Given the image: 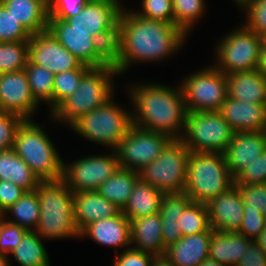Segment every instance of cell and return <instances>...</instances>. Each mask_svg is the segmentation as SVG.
I'll return each instance as SVG.
<instances>
[{
	"label": "cell",
	"instance_id": "cell-1",
	"mask_svg": "<svg viewBox=\"0 0 266 266\" xmlns=\"http://www.w3.org/2000/svg\"><path fill=\"white\" fill-rule=\"evenodd\" d=\"M119 19L123 22V51L115 69L121 77L130 65L170 59L187 38L175 24L144 18L126 7Z\"/></svg>",
	"mask_w": 266,
	"mask_h": 266
},
{
	"label": "cell",
	"instance_id": "cell-2",
	"mask_svg": "<svg viewBox=\"0 0 266 266\" xmlns=\"http://www.w3.org/2000/svg\"><path fill=\"white\" fill-rule=\"evenodd\" d=\"M132 85V86H131ZM129 84L132 125L180 139L184 133L187 109L180 85L174 88L156 82Z\"/></svg>",
	"mask_w": 266,
	"mask_h": 266
},
{
	"label": "cell",
	"instance_id": "cell-3",
	"mask_svg": "<svg viewBox=\"0 0 266 266\" xmlns=\"http://www.w3.org/2000/svg\"><path fill=\"white\" fill-rule=\"evenodd\" d=\"M36 192L40 216L35 232L44 240L80 238L75 223L74 193L62 180L41 181Z\"/></svg>",
	"mask_w": 266,
	"mask_h": 266
},
{
	"label": "cell",
	"instance_id": "cell-4",
	"mask_svg": "<svg viewBox=\"0 0 266 266\" xmlns=\"http://www.w3.org/2000/svg\"><path fill=\"white\" fill-rule=\"evenodd\" d=\"M118 76L120 78L114 67L90 68L82 76L78 89L65 99L49 117L54 123L58 121L65 124L64 126H70L79 117L115 97L114 80Z\"/></svg>",
	"mask_w": 266,
	"mask_h": 266
},
{
	"label": "cell",
	"instance_id": "cell-5",
	"mask_svg": "<svg viewBox=\"0 0 266 266\" xmlns=\"http://www.w3.org/2000/svg\"><path fill=\"white\" fill-rule=\"evenodd\" d=\"M44 130L35 120L24 119L16 130L12 148L40 181L59 180L64 159Z\"/></svg>",
	"mask_w": 266,
	"mask_h": 266
},
{
	"label": "cell",
	"instance_id": "cell-6",
	"mask_svg": "<svg viewBox=\"0 0 266 266\" xmlns=\"http://www.w3.org/2000/svg\"><path fill=\"white\" fill-rule=\"evenodd\" d=\"M234 185V176L226 165L223 153H190L185 192L193 202L206 204Z\"/></svg>",
	"mask_w": 266,
	"mask_h": 266
},
{
	"label": "cell",
	"instance_id": "cell-7",
	"mask_svg": "<svg viewBox=\"0 0 266 266\" xmlns=\"http://www.w3.org/2000/svg\"><path fill=\"white\" fill-rule=\"evenodd\" d=\"M115 101L113 97L104 105L79 117L69 129L90 142L115 150L132 126L131 111L128 108L125 110L124 106Z\"/></svg>",
	"mask_w": 266,
	"mask_h": 266
},
{
	"label": "cell",
	"instance_id": "cell-8",
	"mask_svg": "<svg viewBox=\"0 0 266 266\" xmlns=\"http://www.w3.org/2000/svg\"><path fill=\"white\" fill-rule=\"evenodd\" d=\"M240 25L216 43V61L213 65L225 75L255 70L259 64L260 48L264 38L244 24Z\"/></svg>",
	"mask_w": 266,
	"mask_h": 266
},
{
	"label": "cell",
	"instance_id": "cell-9",
	"mask_svg": "<svg viewBox=\"0 0 266 266\" xmlns=\"http://www.w3.org/2000/svg\"><path fill=\"white\" fill-rule=\"evenodd\" d=\"M190 153L180 139H172L154 161L138 171L139 178L163 193L184 192Z\"/></svg>",
	"mask_w": 266,
	"mask_h": 266
},
{
	"label": "cell",
	"instance_id": "cell-10",
	"mask_svg": "<svg viewBox=\"0 0 266 266\" xmlns=\"http://www.w3.org/2000/svg\"><path fill=\"white\" fill-rule=\"evenodd\" d=\"M234 131L218 111L188 112L180 140L197 153H223Z\"/></svg>",
	"mask_w": 266,
	"mask_h": 266
},
{
	"label": "cell",
	"instance_id": "cell-11",
	"mask_svg": "<svg viewBox=\"0 0 266 266\" xmlns=\"http://www.w3.org/2000/svg\"><path fill=\"white\" fill-rule=\"evenodd\" d=\"M210 65L185 75L179 84L188 112L219 111L228 97L227 75Z\"/></svg>",
	"mask_w": 266,
	"mask_h": 266
},
{
	"label": "cell",
	"instance_id": "cell-12",
	"mask_svg": "<svg viewBox=\"0 0 266 266\" xmlns=\"http://www.w3.org/2000/svg\"><path fill=\"white\" fill-rule=\"evenodd\" d=\"M120 168L115 150L88 155L70 163L63 161L62 180L74 192L97 191Z\"/></svg>",
	"mask_w": 266,
	"mask_h": 266
},
{
	"label": "cell",
	"instance_id": "cell-13",
	"mask_svg": "<svg viewBox=\"0 0 266 266\" xmlns=\"http://www.w3.org/2000/svg\"><path fill=\"white\" fill-rule=\"evenodd\" d=\"M172 139L132 125L115 149L120 168L138 172L154 161Z\"/></svg>",
	"mask_w": 266,
	"mask_h": 266
},
{
	"label": "cell",
	"instance_id": "cell-14",
	"mask_svg": "<svg viewBox=\"0 0 266 266\" xmlns=\"http://www.w3.org/2000/svg\"><path fill=\"white\" fill-rule=\"evenodd\" d=\"M28 60L52 72L90 69L62 46L49 30L32 34L28 41Z\"/></svg>",
	"mask_w": 266,
	"mask_h": 266
},
{
	"label": "cell",
	"instance_id": "cell-15",
	"mask_svg": "<svg viewBox=\"0 0 266 266\" xmlns=\"http://www.w3.org/2000/svg\"><path fill=\"white\" fill-rule=\"evenodd\" d=\"M40 104L32 96L25 69L0 74V111L32 119Z\"/></svg>",
	"mask_w": 266,
	"mask_h": 266
},
{
	"label": "cell",
	"instance_id": "cell-16",
	"mask_svg": "<svg viewBox=\"0 0 266 266\" xmlns=\"http://www.w3.org/2000/svg\"><path fill=\"white\" fill-rule=\"evenodd\" d=\"M48 30L71 54L83 65L90 68L106 66L96 55L92 39L88 31L73 29L67 20L49 19Z\"/></svg>",
	"mask_w": 266,
	"mask_h": 266
},
{
	"label": "cell",
	"instance_id": "cell-17",
	"mask_svg": "<svg viewBox=\"0 0 266 266\" xmlns=\"http://www.w3.org/2000/svg\"><path fill=\"white\" fill-rule=\"evenodd\" d=\"M266 149V131L236 132L223 152L234 179Z\"/></svg>",
	"mask_w": 266,
	"mask_h": 266
},
{
	"label": "cell",
	"instance_id": "cell-18",
	"mask_svg": "<svg viewBox=\"0 0 266 266\" xmlns=\"http://www.w3.org/2000/svg\"><path fill=\"white\" fill-rule=\"evenodd\" d=\"M122 2L123 0H90L79 14L69 17L67 21L73 29L88 31L93 37L119 20L124 9Z\"/></svg>",
	"mask_w": 266,
	"mask_h": 266
},
{
	"label": "cell",
	"instance_id": "cell-19",
	"mask_svg": "<svg viewBox=\"0 0 266 266\" xmlns=\"http://www.w3.org/2000/svg\"><path fill=\"white\" fill-rule=\"evenodd\" d=\"M210 228L221 232H238L243 218L244 204L239 189L230 190L206 203Z\"/></svg>",
	"mask_w": 266,
	"mask_h": 266
},
{
	"label": "cell",
	"instance_id": "cell-20",
	"mask_svg": "<svg viewBox=\"0 0 266 266\" xmlns=\"http://www.w3.org/2000/svg\"><path fill=\"white\" fill-rule=\"evenodd\" d=\"M84 237L91 238L98 245L112 247L118 254L120 248H131L129 219L120 212L116 216L92 222L80 232L79 239Z\"/></svg>",
	"mask_w": 266,
	"mask_h": 266
},
{
	"label": "cell",
	"instance_id": "cell-21",
	"mask_svg": "<svg viewBox=\"0 0 266 266\" xmlns=\"http://www.w3.org/2000/svg\"><path fill=\"white\" fill-rule=\"evenodd\" d=\"M236 132L266 131V106L227 97L218 111Z\"/></svg>",
	"mask_w": 266,
	"mask_h": 266
},
{
	"label": "cell",
	"instance_id": "cell-22",
	"mask_svg": "<svg viewBox=\"0 0 266 266\" xmlns=\"http://www.w3.org/2000/svg\"><path fill=\"white\" fill-rule=\"evenodd\" d=\"M214 230L183 236L166 248L164 257L174 266H199L209 257L210 238Z\"/></svg>",
	"mask_w": 266,
	"mask_h": 266
},
{
	"label": "cell",
	"instance_id": "cell-23",
	"mask_svg": "<svg viewBox=\"0 0 266 266\" xmlns=\"http://www.w3.org/2000/svg\"><path fill=\"white\" fill-rule=\"evenodd\" d=\"M121 209L97 191L74 192V216L81 232L92 222L116 216Z\"/></svg>",
	"mask_w": 266,
	"mask_h": 266
},
{
	"label": "cell",
	"instance_id": "cell-24",
	"mask_svg": "<svg viewBox=\"0 0 266 266\" xmlns=\"http://www.w3.org/2000/svg\"><path fill=\"white\" fill-rule=\"evenodd\" d=\"M131 248L155 256H164L166 249L162 239L160 213L129 220Z\"/></svg>",
	"mask_w": 266,
	"mask_h": 266
},
{
	"label": "cell",
	"instance_id": "cell-25",
	"mask_svg": "<svg viewBox=\"0 0 266 266\" xmlns=\"http://www.w3.org/2000/svg\"><path fill=\"white\" fill-rule=\"evenodd\" d=\"M228 97L266 106V78L258 71H242L227 75Z\"/></svg>",
	"mask_w": 266,
	"mask_h": 266
},
{
	"label": "cell",
	"instance_id": "cell-26",
	"mask_svg": "<svg viewBox=\"0 0 266 266\" xmlns=\"http://www.w3.org/2000/svg\"><path fill=\"white\" fill-rule=\"evenodd\" d=\"M0 2L31 35L48 30V0H0Z\"/></svg>",
	"mask_w": 266,
	"mask_h": 266
},
{
	"label": "cell",
	"instance_id": "cell-27",
	"mask_svg": "<svg viewBox=\"0 0 266 266\" xmlns=\"http://www.w3.org/2000/svg\"><path fill=\"white\" fill-rule=\"evenodd\" d=\"M252 241L238 232L214 230L210 238L209 258L226 266H237Z\"/></svg>",
	"mask_w": 266,
	"mask_h": 266
},
{
	"label": "cell",
	"instance_id": "cell-28",
	"mask_svg": "<svg viewBox=\"0 0 266 266\" xmlns=\"http://www.w3.org/2000/svg\"><path fill=\"white\" fill-rule=\"evenodd\" d=\"M162 198V191L139 178L132 189L128 203L121 212L129 220L157 214Z\"/></svg>",
	"mask_w": 266,
	"mask_h": 266
},
{
	"label": "cell",
	"instance_id": "cell-29",
	"mask_svg": "<svg viewBox=\"0 0 266 266\" xmlns=\"http://www.w3.org/2000/svg\"><path fill=\"white\" fill-rule=\"evenodd\" d=\"M0 180L11 181L25 191L36 190L41 182L13 148L0 151Z\"/></svg>",
	"mask_w": 266,
	"mask_h": 266
},
{
	"label": "cell",
	"instance_id": "cell-30",
	"mask_svg": "<svg viewBox=\"0 0 266 266\" xmlns=\"http://www.w3.org/2000/svg\"><path fill=\"white\" fill-rule=\"evenodd\" d=\"M95 55L106 65L116 68L123 51V22L119 19L92 39Z\"/></svg>",
	"mask_w": 266,
	"mask_h": 266
},
{
	"label": "cell",
	"instance_id": "cell-31",
	"mask_svg": "<svg viewBox=\"0 0 266 266\" xmlns=\"http://www.w3.org/2000/svg\"><path fill=\"white\" fill-rule=\"evenodd\" d=\"M138 179V172L119 168L113 176L99 186L97 192L122 210L128 203Z\"/></svg>",
	"mask_w": 266,
	"mask_h": 266
},
{
	"label": "cell",
	"instance_id": "cell-32",
	"mask_svg": "<svg viewBox=\"0 0 266 266\" xmlns=\"http://www.w3.org/2000/svg\"><path fill=\"white\" fill-rule=\"evenodd\" d=\"M4 214L9 223L28 231H35L40 216V203L36 190L25 191L18 201L4 211Z\"/></svg>",
	"mask_w": 266,
	"mask_h": 266
},
{
	"label": "cell",
	"instance_id": "cell-33",
	"mask_svg": "<svg viewBox=\"0 0 266 266\" xmlns=\"http://www.w3.org/2000/svg\"><path fill=\"white\" fill-rule=\"evenodd\" d=\"M43 242V238L35 231H28L8 257L12 256L20 266H50L49 254Z\"/></svg>",
	"mask_w": 266,
	"mask_h": 266
},
{
	"label": "cell",
	"instance_id": "cell-34",
	"mask_svg": "<svg viewBox=\"0 0 266 266\" xmlns=\"http://www.w3.org/2000/svg\"><path fill=\"white\" fill-rule=\"evenodd\" d=\"M25 72L27 74L28 82L32 96L41 105L45 103L48 105L52 113V96H53V83L55 75L49 70L27 61Z\"/></svg>",
	"mask_w": 266,
	"mask_h": 266
},
{
	"label": "cell",
	"instance_id": "cell-35",
	"mask_svg": "<svg viewBox=\"0 0 266 266\" xmlns=\"http://www.w3.org/2000/svg\"><path fill=\"white\" fill-rule=\"evenodd\" d=\"M205 0H172L174 24L187 36L206 12Z\"/></svg>",
	"mask_w": 266,
	"mask_h": 266
},
{
	"label": "cell",
	"instance_id": "cell-36",
	"mask_svg": "<svg viewBox=\"0 0 266 266\" xmlns=\"http://www.w3.org/2000/svg\"><path fill=\"white\" fill-rule=\"evenodd\" d=\"M28 41L0 42V74L25 69Z\"/></svg>",
	"mask_w": 266,
	"mask_h": 266
},
{
	"label": "cell",
	"instance_id": "cell-37",
	"mask_svg": "<svg viewBox=\"0 0 266 266\" xmlns=\"http://www.w3.org/2000/svg\"><path fill=\"white\" fill-rule=\"evenodd\" d=\"M89 69H74L60 72L54 77L52 112L75 90L78 89L82 76Z\"/></svg>",
	"mask_w": 266,
	"mask_h": 266
},
{
	"label": "cell",
	"instance_id": "cell-38",
	"mask_svg": "<svg viewBox=\"0 0 266 266\" xmlns=\"http://www.w3.org/2000/svg\"><path fill=\"white\" fill-rule=\"evenodd\" d=\"M183 236L209 231L208 210L206 204L192 202L178 219Z\"/></svg>",
	"mask_w": 266,
	"mask_h": 266
},
{
	"label": "cell",
	"instance_id": "cell-39",
	"mask_svg": "<svg viewBox=\"0 0 266 266\" xmlns=\"http://www.w3.org/2000/svg\"><path fill=\"white\" fill-rule=\"evenodd\" d=\"M238 10L245 15V23L248 29L256 32L261 37L266 36V0H241Z\"/></svg>",
	"mask_w": 266,
	"mask_h": 266
},
{
	"label": "cell",
	"instance_id": "cell-40",
	"mask_svg": "<svg viewBox=\"0 0 266 266\" xmlns=\"http://www.w3.org/2000/svg\"><path fill=\"white\" fill-rule=\"evenodd\" d=\"M31 34L0 2V42L29 41Z\"/></svg>",
	"mask_w": 266,
	"mask_h": 266
},
{
	"label": "cell",
	"instance_id": "cell-41",
	"mask_svg": "<svg viewBox=\"0 0 266 266\" xmlns=\"http://www.w3.org/2000/svg\"><path fill=\"white\" fill-rule=\"evenodd\" d=\"M186 192L163 193L159 213L161 220L177 221L185 209L192 203Z\"/></svg>",
	"mask_w": 266,
	"mask_h": 266
},
{
	"label": "cell",
	"instance_id": "cell-42",
	"mask_svg": "<svg viewBox=\"0 0 266 266\" xmlns=\"http://www.w3.org/2000/svg\"><path fill=\"white\" fill-rule=\"evenodd\" d=\"M141 10L133 11L148 19L174 24L172 0H141Z\"/></svg>",
	"mask_w": 266,
	"mask_h": 266
},
{
	"label": "cell",
	"instance_id": "cell-43",
	"mask_svg": "<svg viewBox=\"0 0 266 266\" xmlns=\"http://www.w3.org/2000/svg\"><path fill=\"white\" fill-rule=\"evenodd\" d=\"M239 189L244 206L248 209L266 213V183L264 184H235Z\"/></svg>",
	"mask_w": 266,
	"mask_h": 266
},
{
	"label": "cell",
	"instance_id": "cell-44",
	"mask_svg": "<svg viewBox=\"0 0 266 266\" xmlns=\"http://www.w3.org/2000/svg\"><path fill=\"white\" fill-rule=\"evenodd\" d=\"M23 120L15 113L0 111V151L13 147L16 130Z\"/></svg>",
	"mask_w": 266,
	"mask_h": 266
},
{
	"label": "cell",
	"instance_id": "cell-45",
	"mask_svg": "<svg viewBox=\"0 0 266 266\" xmlns=\"http://www.w3.org/2000/svg\"><path fill=\"white\" fill-rule=\"evenodd\" d=\"M264 183H266V149L235 178V184Z\"/></svg>",
	"mask_w": 266,
	"mask_h": 266
},
{
	"label": "cell",
	"instance_id": "cell-46",
	"mask_svg": "<svg viewBox=\"0 0 266 266\" xmlns=\"http://www.w3.org/2000/svg\"><path fill=\"white\" fill-rule=\"evenodd\" d=\"M90 0H48L49 19L67 20L79 14Z\"/></svg>",
	"mask_w": 266,
	"mask_h": 266
},
{
	"label": "cell",
	"instance_id": "cell-47",
	"mask_svg": "<svg viewBox=\"0 0 266 266\" xmlns=\"http://www.w3.org/2000/svg\"><path fill=\"white\" fill-rule=\"evenodd\" d=\"M264 229V214L244 206L243 218L238 233L254 241Z\"/></svg>",
	"mask_w": 266,
	"mask_h": 266
},
{
	"label": "cell",
	"instance_id": "cell-48",
	"mask_svg": "<svg viewBox=\"0 0 266 266\" xmlns=\"http://www.w3.org/2000/svg\"><path fill=\"white\" fill-rule=\"evenodd\" d=\"M27 232L28 230L6 221L0 233V254L8 256Z\"/></svg>",
	"mask_w": 266,
	"mask_h": 266
},
{
	"label": "cell",
	"instance_id": "cell-49",
	"mask_svg": "<svg viewBox=\"0 0 266 266\" xmlns=\"http://www.w3.org/2000/svg\"><path fill=\"white\" fill-rule=\"evenodd\" d=\"M115 257L112 266H152L157 256L148 252L129 248L122 252L120 251Z\"/></svg>",
	"mask_w": 266,
	"mask_h": 266
},
{
	"label": "cell",
	"instance_id": "cell-50",
	"mask_svg": "<svg viewBox=\"0 0 266 266\" xmlns=\"http://www.w3.org/2000/svg\"><path fill=\"white\" fill-rule=\"evenodd\" d=\"M25 193V190L11 181L0 180V211L4 212L21 196Z\"/></svg>",
	"mask_w": 266,
	"mask_h": 266
},
{
	"label": "cell",
	"instance_id": "cell-51",
	"mask_svg": "<svg viewBox=\"0 0 266 266\" xmlns=\"http://www.w3.org/2000/svg\"><path fill=\"white\" fill-rule=\"evenodd\" d=\"M237 266H266V253L259 248L255 241H252Z\"/></svg>",
	"mask_w": 266,
	"mask_h": 266
},
{
	"label": "cell",
	"instance_id": "cell-52",
	"mask_svg": "<svg viewBox=\"0 0 266 266\" xmlns=\"http://www.w3.org/2000/svg\"><path fill=\"white\" fill-rule=\"evenodd\" d=\"M162 221V239L165 249L170 247L172 244L177 243L182 237L183 232L179 222L172 220H161Z\"/></svg>",
	"mask_w": 266,
	"mask_h": 266
},
{
	"label": "cell",
	"instance_id": "cell-53",
	"mask_svg": "<svg viewBox=\"0 0 266 266\" xmlns=\"http://www.w3.org/2000/svg\"><path fill=\"white\" fill-rule=\"evenodd\" d=\"M257 70L260 71L266 78V41L262 42L260 48V57Z\"/></svg>",
	"mask_w": 266,
	"mask_h": 266
},
{
	"label": "cell",
	"instance_id": "cell-54",
	"mask_svg": "<svg viewBox=\"0 0 266 266\" xmlns=\"http://www.w3.org/2000/svg\"><path fill=\"white\" fill-rule=\"evenodd\" d=\"M254 241L257 243L259 248L266 253V229H264Z\"/></svg>",
	"mask_w": 266,
	"mask_h": 266
},
{
	"label": "cell",
	"instance_id": "cell-55",
	"mask_svg": "<svg viewBox=\"0 0 266 266\" xmlns=\"http://www.w3.org/2000/svg\"><path fill=\"white\" fill-rule=\"evenodd\" d=\"M152 266H174L164 256H158L154 259Z\"/></svg>",
	"mask_w": 266,
	"mask_h": 266
},
{
	"label": "cell",
	"instance_id": "cell-56",
	"mask_svg": "<svg viewBox=\"0 0 266 266\" xmlns=\"http://www.w3.org/2000/svg\"><path fill=\"white\" fill-rule=\"evenodd\" d=\"M199 266H226V265H223L217 261H215L214 259H211V258H206L204 261H202Z\"/></svg>",
	"mask_w": 266,
	"mask_h": 266
},
{
	"label": "cell",
	"instance_id": "cell-57",
	"mask_svg": "<svg viewBox=\"0 0 266 266\" xmlns=\"http://www.w3.org/2000/svg\"><path fill=\"white\" fill-rule=\"evenodd\" d=\"M10 258L7 255L0 254V266H11Z\"/></svg>",
	"mask_w": 266,
	"mask_h": 266
},
{
	"label": "cell",
	"instance_id": "cell-58",
	"mask_svg": "<svg viewBox=\"0 0 266 266\" xmlns=\"http://www.w3.org/2000/svg\"><path fill=\"white\" fill-rule=\"evenodd\" d=\"M5 222H6L5 214H4V212L0 211V233L2 231V228H3L4 224H5Z\"/></svg>",
	"mask_w": 266,
	"mask_h": 266
},
{
	"label": "cell",
	"instance_id": "cell-59",
	"mask_svg": "<svg viewBox=\"0 0 266 266\" xmlns=\"http://www.w3.org/2000/svg\"><path fill=\"white\" fill-rule=\"evenodd\" d=\"M264 226H265V229H266V213L264 214Z\"/></svg>",
	"mask_w": 266,
	"mask_h": 266
},
{
	"label": "cell",
	"instance_id": "cell-60",
	"mask_svg": "<svg viewBox=\"0 0 266 266\" xmlns=\"http://www.w3.org/2000/svg\"><path fill=\"white\" fill-rule=\"evenodd\" d=\"M235 4H238L241 0H232Z\"/></svg>",
	"mask_w": 266,
	"mask_h": 266
}]
</instances>
